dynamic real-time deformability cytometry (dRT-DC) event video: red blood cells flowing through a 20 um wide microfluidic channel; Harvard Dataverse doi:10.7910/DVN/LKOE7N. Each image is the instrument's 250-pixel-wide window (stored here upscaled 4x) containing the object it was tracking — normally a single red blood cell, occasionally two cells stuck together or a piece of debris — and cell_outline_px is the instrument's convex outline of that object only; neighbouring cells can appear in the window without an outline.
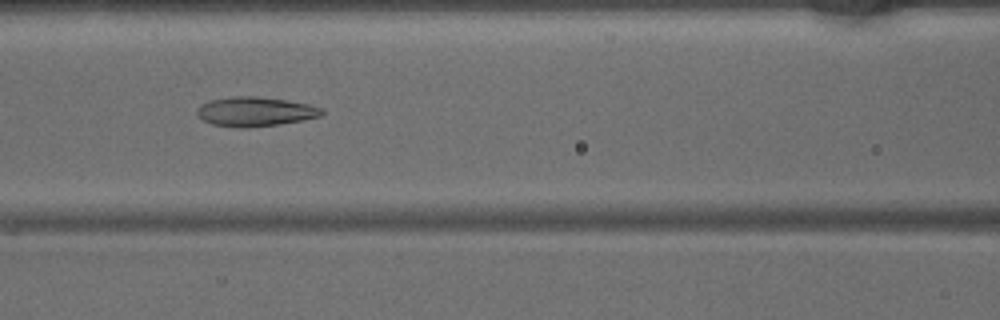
{"species": "common noctule bat (a hibernating species)", "species_latin": "Nyctalus noctula", "temperature_condition": "warm", "stored_images_in_passage": 35, "camera_frame_rate_fps": 3000, "um_per_image_px": 0.085, "animal": {"sex": "male", "body_mass_g": 15.6}, "frame": {"image": 1, "passage_image": 9, "time_ms": 2.667, "image_size_px": [1000, 320], "cell_outline_px": [[324, 112], [320, 116], [304, 120], [280, 124], [248, 128], [240, 128], [212, 124], [204, 120], [196, 112], [196, 108], [200, 104], [212, 100], [232, 96], [256, 96], [284, 100], [308, 104], [324, 108]], "centroid_in_image_um": [21.7, 9.49], "position_along_channel_um": 144.9, "area_um2": 21.39}}
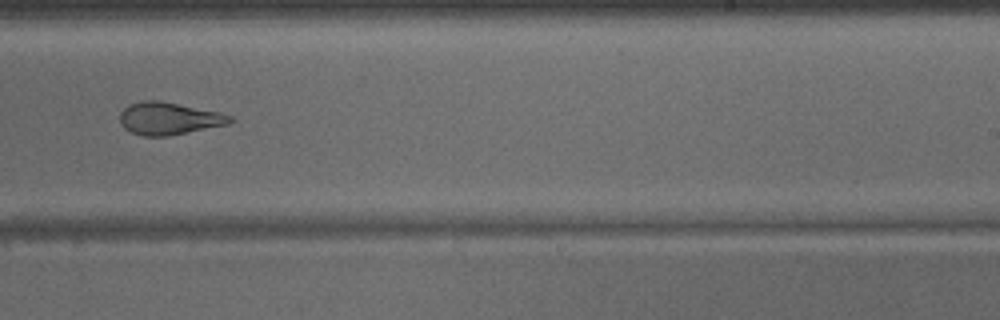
{"frame": {"image": 2, "passage_image": 18, "time_ms": 5.667, "image_size_px": [1000, 320], "cell_outline_px": [[236, 120], [228, 124], [168, 136], [144, 136], [132, 132], [124, 128], [120, 124], [120, 112], [128, 104], [140, 100], [156, 100], [220, 112], [232, 116]], "centroid_in_image_um": [14.34, 10.07], "position_along_channel_um": 274.7, "area_um2": 20.81}}
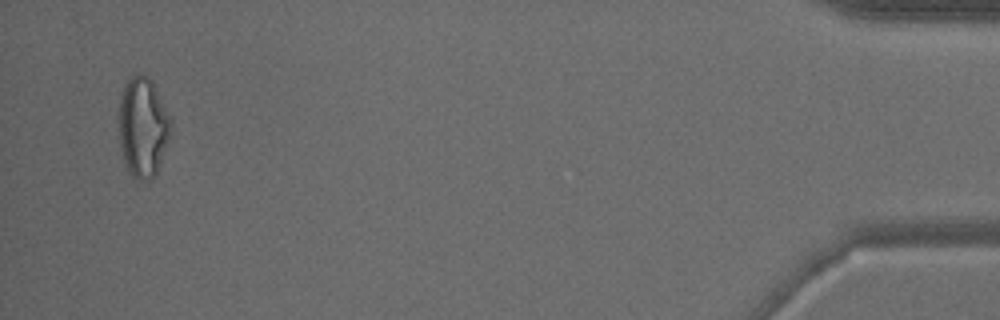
{"frame": {"image": 3, "passage_image": 34, "time_ms": 11.0, "image_size_px": [1000, 320], "cell_outline_px": [[172, 124], [156, 172], [152, 180], [136, 180], [128, 172], [120, 148], [116, 128], [120, 92], [124, 84], [132, 76], [148, 76], [152, 80]], "centroid_in_image_um": [12.06, 10.81], "position_along_channel_um": 423.1, "area_um2": 30.29}}